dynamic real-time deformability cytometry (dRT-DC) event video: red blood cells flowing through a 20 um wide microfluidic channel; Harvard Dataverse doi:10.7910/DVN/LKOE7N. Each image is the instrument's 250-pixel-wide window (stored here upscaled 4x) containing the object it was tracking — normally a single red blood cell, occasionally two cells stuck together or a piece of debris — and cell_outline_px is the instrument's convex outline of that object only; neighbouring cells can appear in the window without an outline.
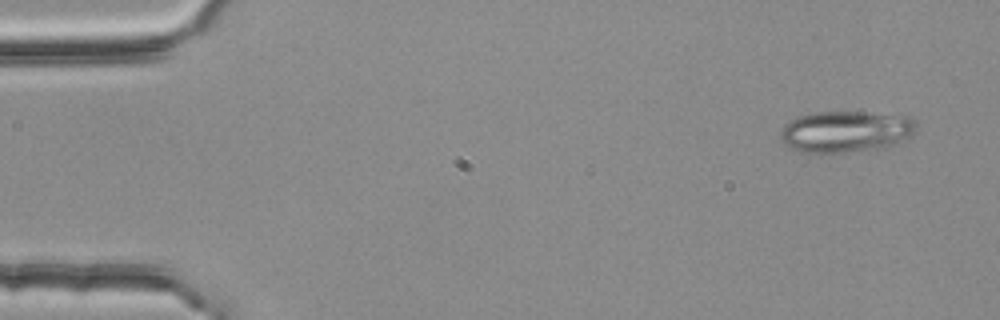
{"species": "common noctule bat (a hibernating species)", "species_latin": "Nyctalus noctula", "temperature_condition": "room temperature", "stored_images_in_passage": 14, "segment_of_instrument_passage": [1, 2], "camera_frame_rate_fps": 3000, "um_per_image_px": 0.085, "animal": {"sex": "female", "body_mass_g": 25.1}, "frame": {"image": 1, "passage_image": 3, "time_ms": 0.667, "image_size_px": [1000, 320], "cell_outline_px": [[916, 132], [896, 144], [888, 148], [844, 152], [800, 152], [788, 148], [780, 140], [780, 132], [784, 124], [796, 116], [812, 112], [860, 112], [908, 116], [916, 120]], "centroid_in_image_um": [71.87, 11.18], "position_along_channel_um": 13.1, "area_um2": 33.23}}